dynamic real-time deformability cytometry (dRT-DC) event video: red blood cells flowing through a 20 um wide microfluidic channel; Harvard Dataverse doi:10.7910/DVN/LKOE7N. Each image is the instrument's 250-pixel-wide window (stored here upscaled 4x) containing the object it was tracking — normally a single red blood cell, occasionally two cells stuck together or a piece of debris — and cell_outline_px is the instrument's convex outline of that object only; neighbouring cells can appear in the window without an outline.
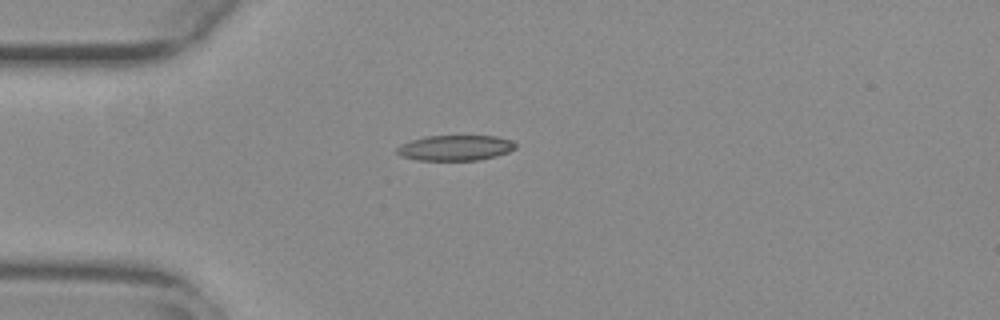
{"species": "common noctule bat (a hibernating species)", "species_latin": "Nyctalus noctula", "temperature_condition": "warm", "stored_images_in_passage": 41, "camera_frame_rate_fps": 3000, "um_per_image_px": 0.085, "animal": {"sex": "female", "body_mass_g": 29.2, "forearm_length_mm": 56.3}, "frame": {"image": 1, "passage_image": 1, "time_ms": 0.0, "image_size_px": [1000, 320], "cell_outline_px": [[516, 148], [508, 152], [496, 156], [480, 160], [416, 160], [400, 156], [396, 152], [396, 148], [412, 140], [424, 136], [496, 136], [512, 140], [516, 144]], "centroid_in_image_um": [38.72, 12.57], "position_along_channel_um": 46.3, "area_um2": 17.57}}
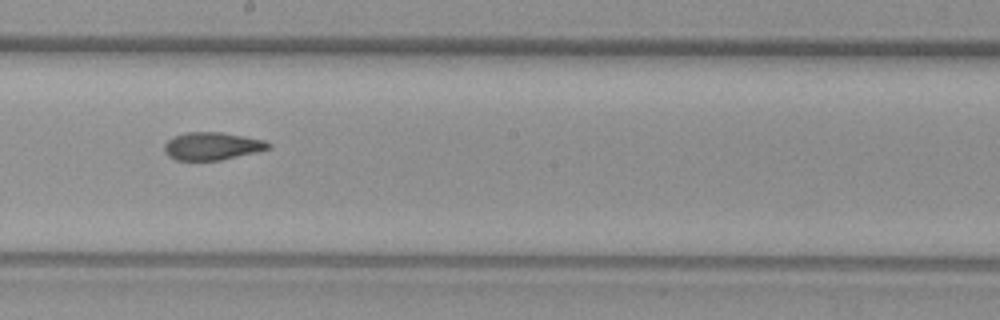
{"frame": {"image": 2, "passage_image": 17, "time_ms": 5.333, "image_size_px": [1000, 320], "cell_outline_px": [[272, 148], [220, 160], [176, 160], [168, 156], [164, 152], [164, 144], [168, 140], [184, 132], [220, 132], [244, 136], [264, 140], [272, 144]], "centroid_in_image_um": [18.02, 12.41], "position_along_channel_um": 230.2, "area_um2": 16.76}}
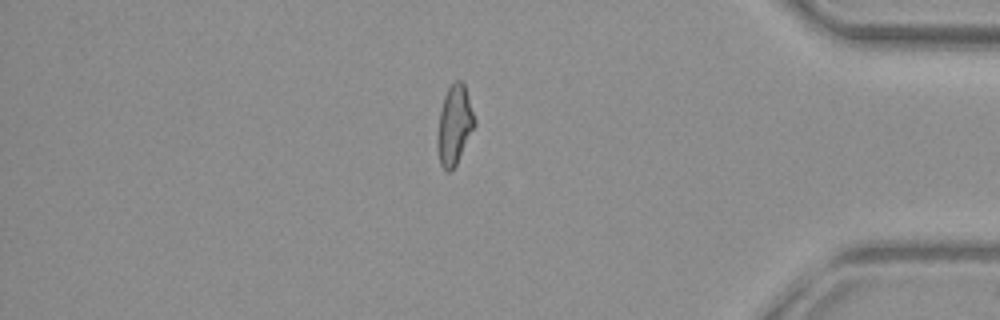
{"frame": {"image": 3, "passage_image": 33, "time_ms": 10.667, "image_size_px": [1000, 320], "cell_outline_px": [[476, 124], [456, 164], [448, 172], [440, 164], [436, 144], [436, 140], [440, 108], [444, 96], [448, 88], [456, 80], [460, 80], [464, 84], [476, 120]], "centroid_in_image_um": [38.61, 10.62], "position_along_channel_um": 396.6, "area_um2": 17.11}, "authors_computed_cell_mechanics": {"area_um2": 17.2822, "velocity_mm_per_s": 3.7628, "shape_relaxation_time_tau1_ms": null, "shape_relaxation_time_tau2_ms": 2.9, "deformation_change_tau1": null, "deformation_change_tau2": 0.1066}}